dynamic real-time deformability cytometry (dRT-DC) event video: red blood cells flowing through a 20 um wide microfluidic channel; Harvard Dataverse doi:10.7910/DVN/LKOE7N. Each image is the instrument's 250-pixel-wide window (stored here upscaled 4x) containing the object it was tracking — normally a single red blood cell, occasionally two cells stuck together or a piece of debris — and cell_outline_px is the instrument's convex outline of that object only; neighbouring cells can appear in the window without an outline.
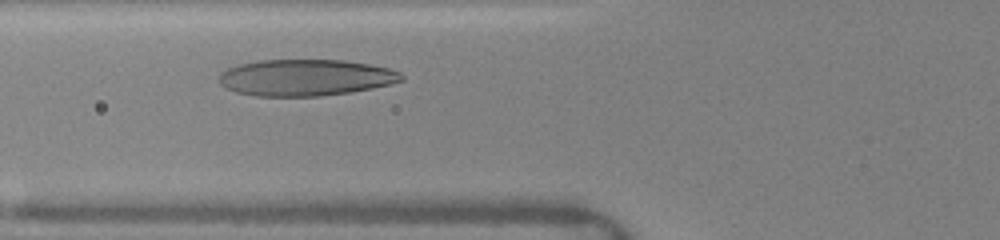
{"species": "human", "species_latin": "Homo sapiens", "temperature_condition": "warm", "stored_images_in_passage": 10, "camera_frame_rate_fps": 3000, "um_per_image_px": 0.085, "donor": {"sex": "female"}, "frame": {"image": 1, "passage_image": 9, "time_ms": 1.667, "image_size_px": [1000, 240], "cell_outline_px": [[404, 80], [392, 84], [372, 88], [348, 92], [320, 96], [256, 96], [236, 92], [220, 84], [216, 76], [220, 72], [228, 68], [240, 64], [260, 60], [340, 60], [368, 64], [388, 68], [400, 72], [404, 76]], "centroid_in_image_um": [25.95, 6.59], "position_along_channel_um": 99.9, "area_um2": 38.78}}